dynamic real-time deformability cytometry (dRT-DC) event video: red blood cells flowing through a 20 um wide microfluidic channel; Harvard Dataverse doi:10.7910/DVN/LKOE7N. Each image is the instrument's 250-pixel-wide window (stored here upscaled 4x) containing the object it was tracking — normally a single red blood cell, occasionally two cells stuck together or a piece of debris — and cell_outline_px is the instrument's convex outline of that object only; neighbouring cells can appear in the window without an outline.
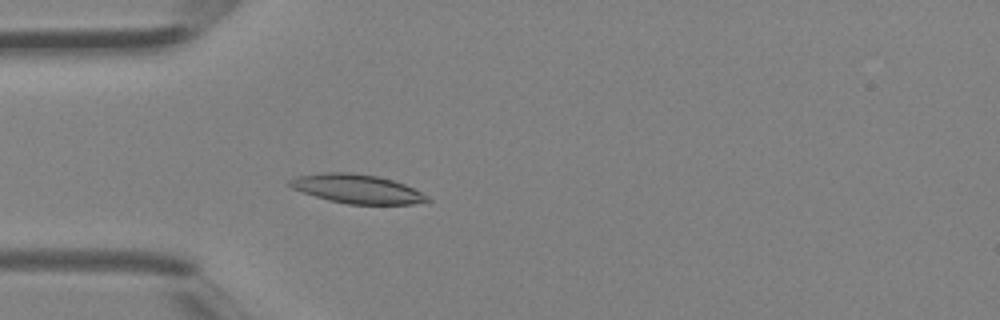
{"species": "Egyptian fruit bat (a non-hibernating species)", "species_latin": "Rousettus aegyptiacus", "temperature_condition": "room temperature", "stored_images_in_passage": 4, "camera_frame_rate_fps": 3000, "um_per_image_px": 0.085, "animal": {"sex": "female"}, "frame": {"image": 1, "passage_image": 4, "time_ms": 1.0, "image_size_px": [1000, 320], "cell_outline_px": [[432, 200], [412, 204], [348, 204], [328, 200], [292, 188], [288, 184], [288, 180], [296, 176], [320, 172], [352, 172], [376, 176], [392, 180], [404, 184], [428, 196]], "centroid_in_image_um": [30.32, 16.04], "position_along_channel_um": 54.7, "area_um2": 23.12}}